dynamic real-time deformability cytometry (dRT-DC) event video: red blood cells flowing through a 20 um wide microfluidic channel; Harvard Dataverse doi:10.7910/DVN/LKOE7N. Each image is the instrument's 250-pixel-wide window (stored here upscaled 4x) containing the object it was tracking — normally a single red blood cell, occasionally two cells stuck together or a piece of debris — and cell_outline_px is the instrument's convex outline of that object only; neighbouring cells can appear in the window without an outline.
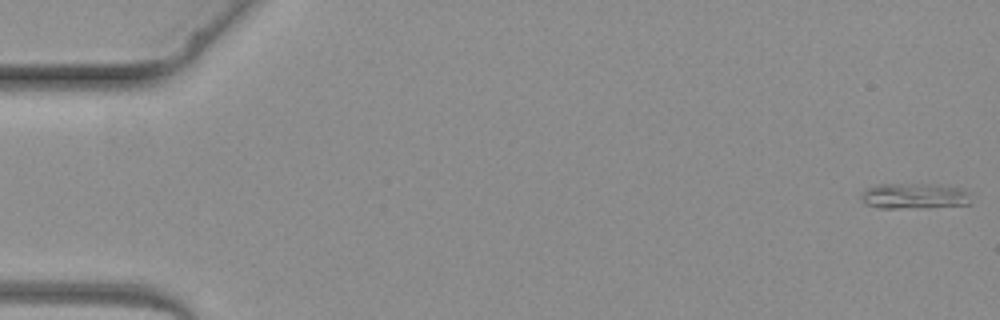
{"species": "common noctule bat (a hibernating species)", "species_latin": "Nyctalus noctula", "temperature_condition": "warm", "stored_images_in_passage": 3, "camera_frame_rate_fps": 3000, "um_per_image_px": 0.085, "animal": {"sex": "female", "body_mass_g": 19.3, "forearm_length_mm": 54.1}, "frame": {"image": 1, "passage_image": 1, "time_ms": 0.0, "image_size_px": [1000, 320], "cell_outline_px": [[972, 192], [968, 204], [928, 208], [880, 208], [864, 204], [860, 200], [860, 196], [864, 188], [876, 184], [936, 184], [964, 188]], "centroid_in_image_um": [77.71, 16.65], "position_along_channel_um": 7.3, "area_um2": 16.99}}